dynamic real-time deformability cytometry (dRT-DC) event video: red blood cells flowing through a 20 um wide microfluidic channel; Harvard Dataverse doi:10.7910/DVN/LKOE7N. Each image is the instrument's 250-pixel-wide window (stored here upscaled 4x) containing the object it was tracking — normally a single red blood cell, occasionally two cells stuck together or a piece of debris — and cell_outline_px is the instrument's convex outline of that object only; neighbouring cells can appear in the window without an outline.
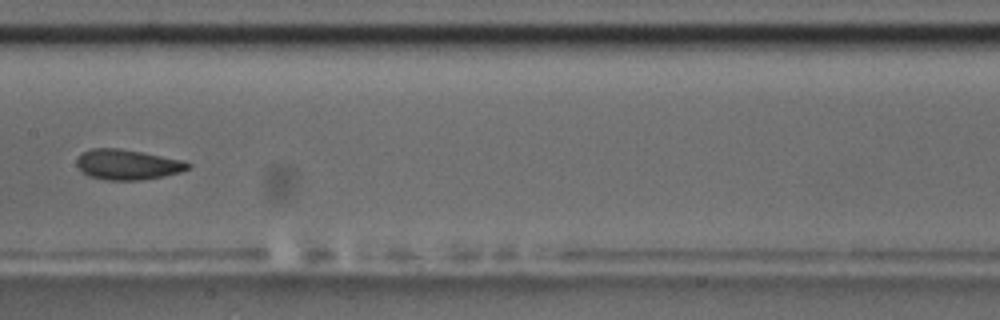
{"species": "common noctule bat (a hibernating species)", "species_latin": "Nyctalus noctula", "temperature_condition": "room temperature", "stored_images_in_passage": 11, "camera_frame_rate_fps": 3000, "um_per_image_px": 0.085, "animal": {"sex": "male", "body_mass_g": 17.5, "forearm_length_mm": 52.3}, "frame": {"image": 1, "passage_image": 8, "time_ms": 9.0, "image_size_px": [1000, 320], "cell_outline_px": [[192, 164], [188, 168], [180, 172], [164, 176], [140, 180], [104, 180], [88, 176], [76, 164], [76, 160], [80, 152], [92, 148], [120, 148], [180, 160]], "centroid_in_image_um": [10.78, 13.99], "position_along_channel_um": 196.6, "area_um2": 19.48}}